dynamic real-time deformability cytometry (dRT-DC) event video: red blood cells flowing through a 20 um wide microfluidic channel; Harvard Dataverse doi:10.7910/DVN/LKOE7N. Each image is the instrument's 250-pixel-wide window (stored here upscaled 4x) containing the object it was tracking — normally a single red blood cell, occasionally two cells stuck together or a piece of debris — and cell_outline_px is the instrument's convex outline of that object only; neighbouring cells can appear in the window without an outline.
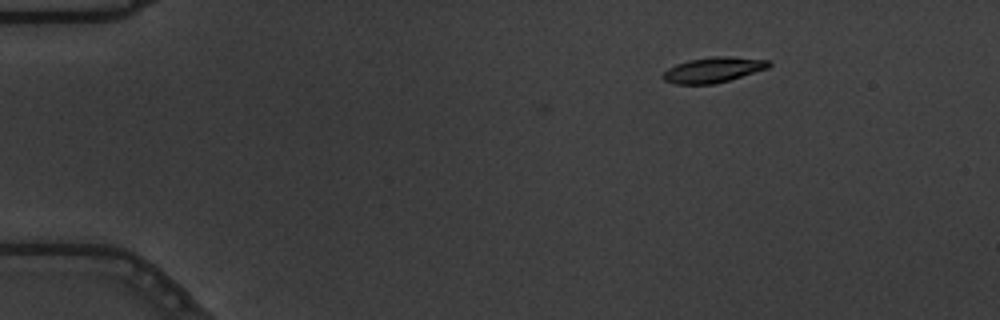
{"species": "common noctule bat (a hibernating species)", "species_latin": "Nyctalus noctula", "temperature_condition": "warm", "stored_images_in_passage": 49, "camera_frame_rate_fps": 3000, "um_per_image_px": 0.085, "animal": {"sex": "male", "body_mass_g": 19.5, "forearm_length_mm": 54.6}, "frame": {"image": 1, "passage_image": 1, "time_ms": 0.0, "image_size_px": [1000, 320], "cell_outline_px": [[772, 64], [768, 68], [728, 80], [712, 84], [676, 84], [664, 80], [660, 76], [668, 68], [676, 64], [688, 60], [712, 56], [728, 56], [768, 60]], "centroid_in_image_um": [60.59, 5.93], "position_along_channel_um": 24.4, "area_um2": 15.55}}
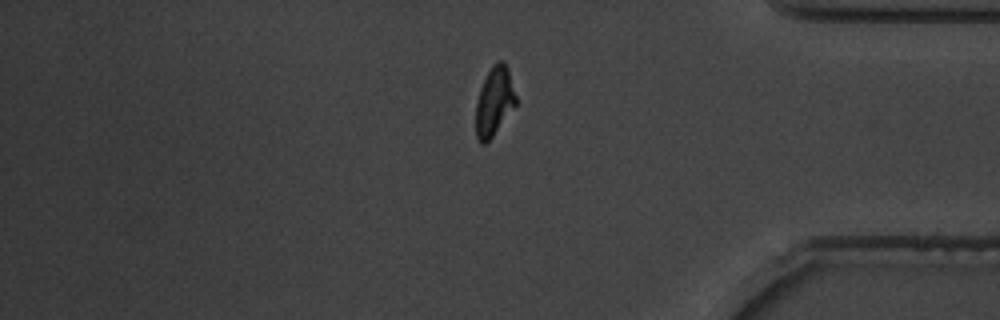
{"frame": {"image": 2, "passage_image": 40, "time_ms": 13.0, "image_size_px": [1000, 320], "cell_outline_px": [[516, 104], [492, 136], [484, 144], [480, 144], [476, 136], [476, 104], [480, 88], [492, 64], [496, 60], [504, 60], [508, 68], [516, 96]], "centroid_in_image_um": [42.01, 8.58], "position_along_channel_um": 393.2, "area_um2": 15.9}}
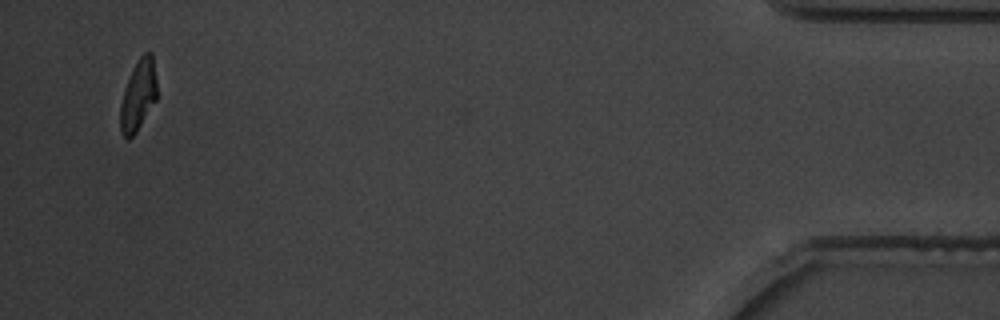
{"frame": {"image": 3, "passage_image": 47, "time_ms": 15.333, "image_size_px": [1000, 320], "cell_outline_px": [[156, 100], [136, 132], [128, 140], [120, 132], [120, 108], [124, 88], [132, 68], [140, 56], [144, 52], [152, 52], [156, 80]], "centroid_in_image_um": [11.74, 8.09], "position_along_channel_um": 423.5, "area_um2": 15.09}, "authors_computed_cell_mechanics": {"area_um2": 15.9528, "velocity_mm_per_s": 3.6591, "shape_relaxation_time_tau1_ms": 4.3981, "shape_relaxation_time_tau2_ms": 1.6804, "deformation_change_tau1": 0.1683, "deformation_change_tau2": 0.0694}}